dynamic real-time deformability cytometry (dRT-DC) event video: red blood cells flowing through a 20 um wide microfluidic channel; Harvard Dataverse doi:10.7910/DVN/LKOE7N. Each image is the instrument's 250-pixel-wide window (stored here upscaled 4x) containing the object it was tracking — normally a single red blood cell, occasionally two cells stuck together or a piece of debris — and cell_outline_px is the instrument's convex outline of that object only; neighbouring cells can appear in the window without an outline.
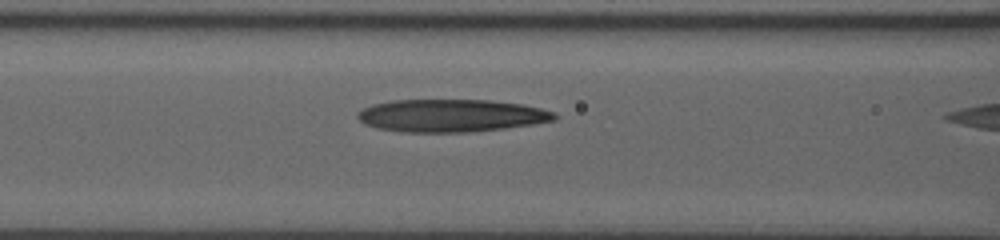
{"species": "human", "species_latin": "Homo sapiens", "temperature_condition": "room temperature", "stored_images_in_passage": 8, "camera_frame_rate_fps": 3000, "um_per_image_px": 0.085, "donor": {"sex": "male"}, "frame": {"image": 1, "passage_image": 7, "time_ms": 3.333, "image_size_px": [1000, 240], "cell_outline_px": [[556, 120], [532, 124], [504, 128], [468, 132], [404, 132], [376, 128], [364, 124], [356, 116], [364, 108], [372, 104], [392, 100], [488, 100], [524, 104], [556, 112]], "centroid_in_image_um": [38.35, 9.82], "position_along_channel_um": 128.2, "area_um2": 37.45}}